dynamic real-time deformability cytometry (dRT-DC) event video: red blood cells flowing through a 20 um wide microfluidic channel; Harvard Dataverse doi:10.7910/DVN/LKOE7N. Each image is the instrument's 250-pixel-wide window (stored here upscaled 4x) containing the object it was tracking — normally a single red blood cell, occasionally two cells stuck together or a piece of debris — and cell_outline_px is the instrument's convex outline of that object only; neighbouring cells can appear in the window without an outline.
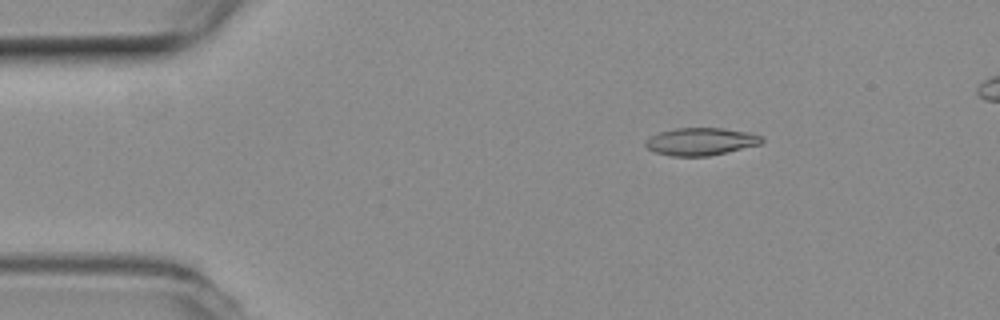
{"species": "common noctule bat (a hibernating species)", "species_latin": "Nyctalus noctula", "temperature_condition": "room temperature", "stored_images_in_passage": 5, "camera_frame_rate_fps": 3000, "um_per_image_px": 0.085, "animal": {"sex": "female", "body_mass_g": 19.3, "forearm_length_mm": 54.1}, "frame": {"image": 1, "passage_image": 2, "time_ms": 0.333, "image_size_px": [1000, 320], "cell_outline_px": [[764, 140], [760, 144], [728, 152], [708, 156], [672, 156], [656, 152], [648, 148], [644, 144], [644, 140], [660, 132], [676, 128], [724, 128], [748, 132], [764, 136]], "centroid_in_image_um": [59.6, 12.03], "position_along_channel_um": 25.4, "area_um2": 18.67}}